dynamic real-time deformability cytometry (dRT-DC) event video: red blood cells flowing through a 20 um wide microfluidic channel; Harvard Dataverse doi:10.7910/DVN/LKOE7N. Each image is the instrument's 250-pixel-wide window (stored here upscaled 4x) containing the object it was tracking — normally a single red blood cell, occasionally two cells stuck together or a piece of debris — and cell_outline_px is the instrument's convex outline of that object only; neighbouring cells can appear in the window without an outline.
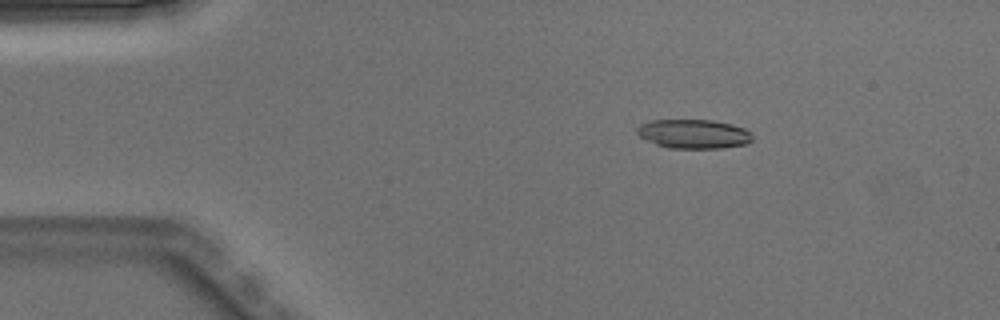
{"species": "Egyptian fruit bat (a non-hibernating species)", "species_latin": "Rousettus aegyptiacus", "temperature_condition": "warm", "stored_images_in_passage": 6, "camera_frame_rate_fps": 3000, "um_per_image_px": 0.085, "animal": {"sex": "male"}, "frame": {"image": 1, "passage_image": 3, "time_ms": 0.667, "image_size_px": [1000, 320], "cell_outline_px": [[752, 140], [744, 144], [720, 148], [668, 148], [656, 144], [640, 136], [636, 132], [636, 128], [640, 124], [652, 120], [712, 120], [732, 124], [744, 128], [752, 132]], "centroid_in_image_um": [58.96, 11.37], "position_along_channel_um": 26.0, "area_um2": 19.54}}
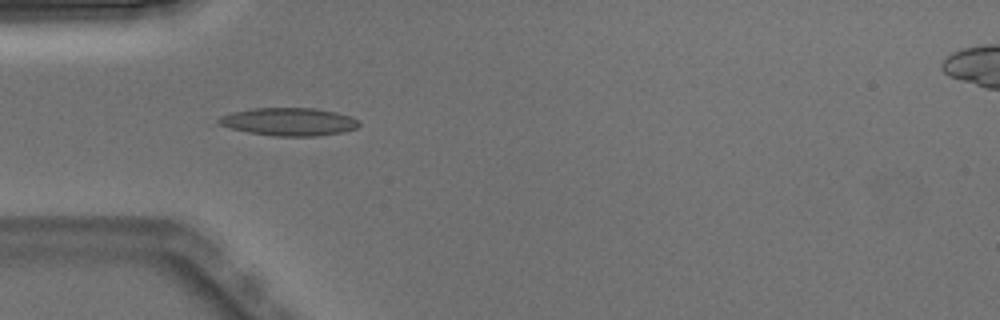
{"frame": {"image": 2, "passage_image": 5, "time_ms": 1.333, "image_size_px": [1000, 320], "cell_outline_px": [[360, 124], [356, 128], [340, 132], [316, 136], [276, 136], [248, 132], [232, 128], [220, 124], [216, 120], [220, 116], [232, 112], [252, 108], [316, 108], [336, 112], [352, 116]], "centroid_in_image_um": [24.55, 10.34], "position_along_channel_um": 60.4, "area_um2": 22.66}}
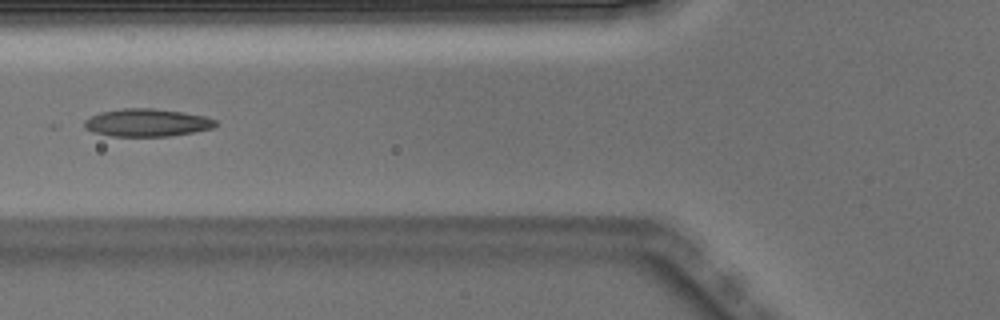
{"frame": {"image": 3, "passage_image": 6, "time_ms": 1.667, "image_size_px": [1000, 320], "cell_outline_px": [[216, 124], [212, 128], [192, 132], [168, 136], [112, 136], [92, 132], [84, 128], [84, 120], [100, 112], [120, 108], [156, 108], [184, 112], [204, 116], [216, 120]], "centroid_in_image_um": [12.45, 10.41], "position_along_channel_um": 113.3, "area_um2": 21.21}}